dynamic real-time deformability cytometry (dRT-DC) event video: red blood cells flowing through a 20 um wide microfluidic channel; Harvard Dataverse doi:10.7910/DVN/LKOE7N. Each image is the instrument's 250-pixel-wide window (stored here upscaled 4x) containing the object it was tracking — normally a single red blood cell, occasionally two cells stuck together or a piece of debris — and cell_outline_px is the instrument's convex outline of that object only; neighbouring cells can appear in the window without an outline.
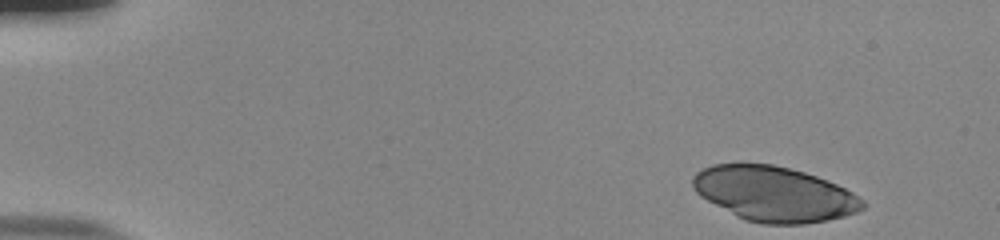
{"species": "human", "species_latin": "Homo sapiens", "temperature_condition": "room temperature", "stored_images_in_passage": 49, "camera_frame_rate_fps": 3000, "um_per_image_px": 0.085, "donor": {"sex": "male"}, "frame": {"image": 1, "passage_image": 1, "time_ms": 0.0, "image_size_px": [1000, 240], "cell_outline_px": [[864, 208], [856, 212], [844, 216], [828, 220], [804, 224], [760, 224], [744, 220], [736, 216], [700, 196], [692, 188], [692, 176], [696, 172], [712, 164], [740, 160], [772, 164], [804, 172], [828, 180], [852, 192], [864, 200]], "centroid_in_image_um": [65.75, 16.45], "position_along_channel_um": 19.3, "area_um2": 55.26}}